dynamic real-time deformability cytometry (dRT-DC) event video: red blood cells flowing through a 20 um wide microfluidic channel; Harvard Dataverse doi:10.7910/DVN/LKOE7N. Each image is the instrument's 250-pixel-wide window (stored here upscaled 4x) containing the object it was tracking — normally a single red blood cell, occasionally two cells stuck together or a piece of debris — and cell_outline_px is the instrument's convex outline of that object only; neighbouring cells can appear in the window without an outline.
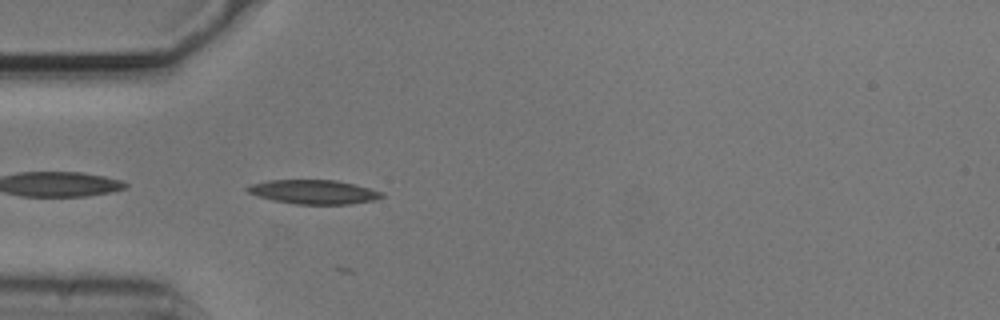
{"species": "common noctule bat (a hibernating species)", "species_latin": "Nyctalus noctula", "temperature_condition": "cold", "stored_images_in_passage": 10, "camera_frame_rate_fps": 3000, "um_per_image_px": 0.085, "animal": {"sex": "male", "body_mass_g": 20.5, "forearm_length_mm": 52.5}, "frame": {"image": 1, "passage_image": 2, "time_ms": 0.333, "image_size_px": [1000, 320], "cell_outline_px": [[384, 196], [376, 200], [348, 204], [296, 204], [272, 200], [248, 192], [244, 188], [252, 184], [268, 180], [336, 180], [384, 192]], "centroid_in_image_um": [26.67, 16.31], "position_along_channel_um": 58.3, "area_um2": 18.73}}
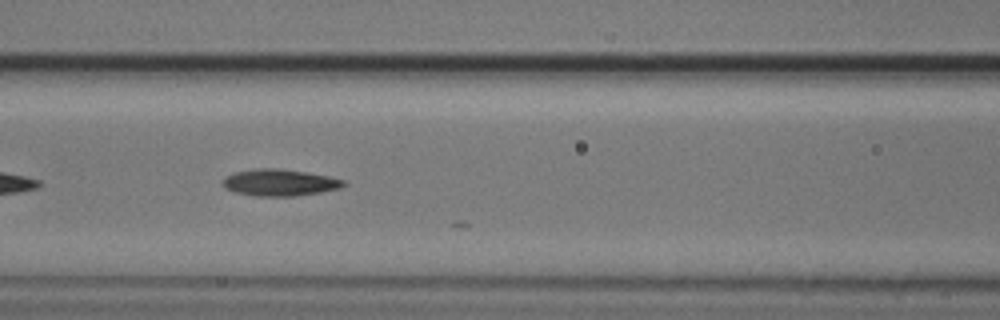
{"frame": {"image": 2, "passage_image": 9, "time_ms": 2.667, "image_size_px": [1000, 320], "cell_outline_px": [[348, 184], [340, 188], [320, 192], [296, 196], [256, 196], [236, 192], [224, 188], [224, 180], [228, 176], [236, 172], [256, 168], [276, 168], [308, 172], [328, 176], [344, 180]], "centroid_in_image_um": [23.82, 15.52], "position_along_channel_um": 142.8, "area_um2": 18.67}}